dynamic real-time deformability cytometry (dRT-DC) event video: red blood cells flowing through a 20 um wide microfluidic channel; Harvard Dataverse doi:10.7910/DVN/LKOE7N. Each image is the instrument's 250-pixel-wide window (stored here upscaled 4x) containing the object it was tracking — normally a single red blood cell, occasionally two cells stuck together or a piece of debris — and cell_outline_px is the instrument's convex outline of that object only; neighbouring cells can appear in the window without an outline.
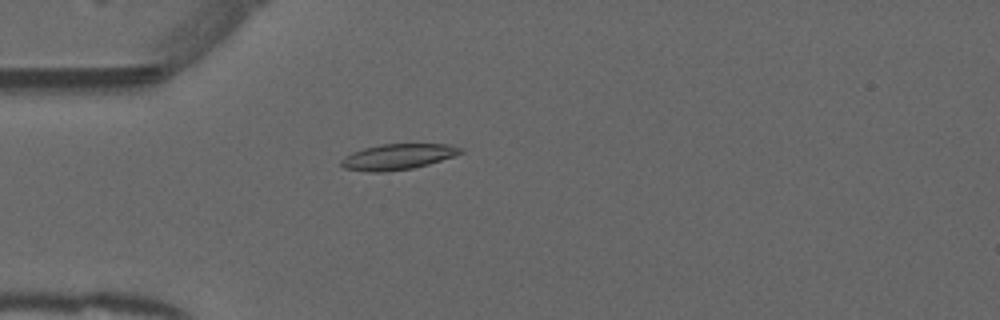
{"species": "common noctule bat (a hibernating species)", "species_latin": "Nyctalus noctula", "temperature_condition": "warm", "stored_images_in_passage": 48, "camera_frame_rate_fps": 3000, "um_per_image_px": 0.085, "animal": {"sex": "male", "forearm_length_mm": 52.5}, "frame": {"image": 1, "passage_image": 11, "time_ms": 3.333, "image_size_px": [1000, 320], "cell_outline_px": [[464, 152], [456, 156], [428, 164], [412, 168], [384, 172], [368, 172], [344, 168], [340, 164], [340, 160], [344, 156], [352, 152], [364, 148], [384, 144], [452, 144], [464, 148]], "centroid_in_image_um": [33.84, 13.32], "position_along_channel_um": 51.2, "area_um2": 18.03}}
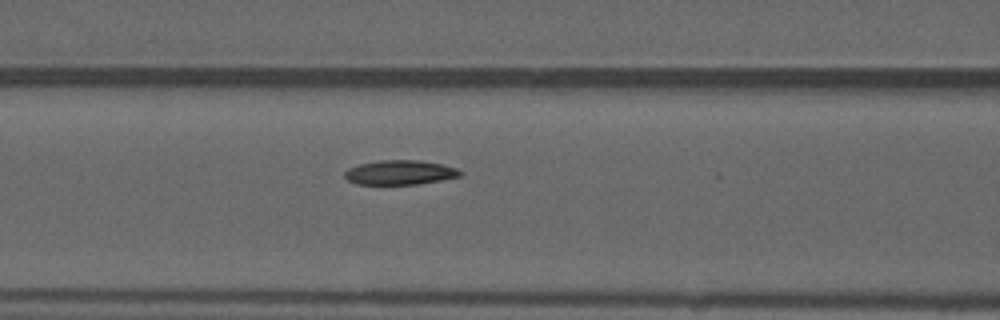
{"frame": {"image": 2, "passage_image": 18, "time_ms": 5.667, "image_size_px": [1000, 320], "cell_outline_px": [[464, 172], [460, 176], [440, 180], [416, 184], [356, 184], [348, 180], [344, 176], [344, 172], [348, 168], [360, 164], [380, 160], [420, 160], [440, 164], [456, 168]], "centroid_in_image_um": [33.98, 14.66], "position_along_channel_um": 132.6, "area_um2": 16.36}}
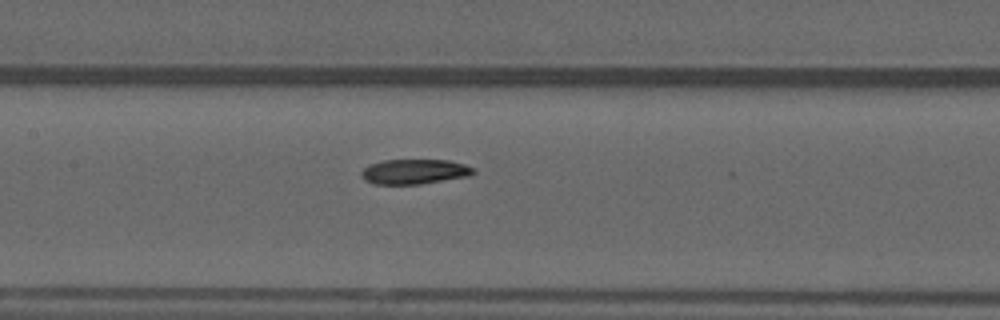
{"frame": {"image": 3, "passage_image": 21, "time_ms": 6.667, "image_size_px": [1000, 320], "cell_outline_px": [[476, 172], [472, 176], [420, 184], [376, 184], [364, 180], [360, 172], [364, 168], [372, 164], [384, 160], [448, 160], [464, 164], [472, 168]], "centroid_in_image_um": [35.26, 14.59], "position_along_channel_um": 172.1, "area_um2": 16.24}, "authors_computed_cell_mechanics": {"area_um2": 16.762, "velocity_mm_per_s": 3.946, "shape_relaxation_time_tau1_ms": 8.5518, "shape_relaxation_time_tau2_ms": 6.3583, "deformation_change_tau1": 0.1928, "deformation_change_tau2": 0.1139}}